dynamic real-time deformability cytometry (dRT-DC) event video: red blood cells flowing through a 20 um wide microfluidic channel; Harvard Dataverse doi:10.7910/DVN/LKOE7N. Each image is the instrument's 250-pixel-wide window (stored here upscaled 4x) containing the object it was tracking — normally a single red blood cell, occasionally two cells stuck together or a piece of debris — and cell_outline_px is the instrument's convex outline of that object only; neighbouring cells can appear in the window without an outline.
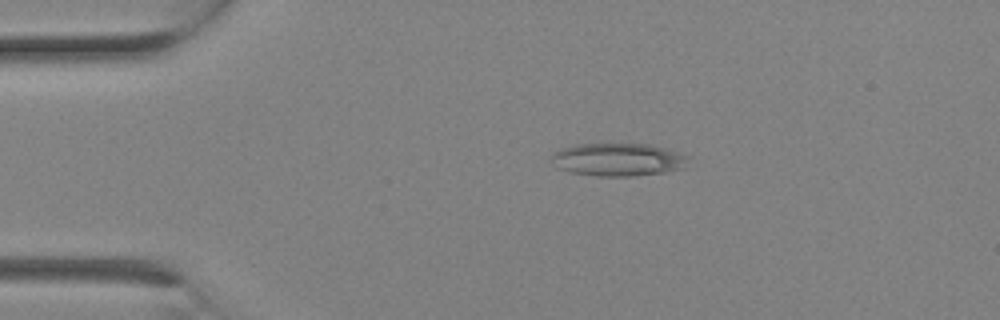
{"species": "Egyptian fruit bat (a non-hibernating species)", "species_latin": "Rousettus aegyptiacus", "temperature_condition": "room temperature", "stored_images_in_passage": 2, "camera_frame_rate_fps": 3000, "um_per_image_px": 0.085, "animal": {"sex": "female"}, "frame": {"image": 1, "passage_image": 2, "time_ms": 0.333, "image_size_px": [1000, 320], "cell_outline_px": [[692, 156], [684, 168], [664, 172], [632, 176], [596, 176], [568, 172], [556, 168], [548, 160], [560, 148], [572, 144], [652, 144]], "centroid_in_image_um": [52.52, 13.56], "position_along_channel_um": 32.5, "area_um2": 26.76}}